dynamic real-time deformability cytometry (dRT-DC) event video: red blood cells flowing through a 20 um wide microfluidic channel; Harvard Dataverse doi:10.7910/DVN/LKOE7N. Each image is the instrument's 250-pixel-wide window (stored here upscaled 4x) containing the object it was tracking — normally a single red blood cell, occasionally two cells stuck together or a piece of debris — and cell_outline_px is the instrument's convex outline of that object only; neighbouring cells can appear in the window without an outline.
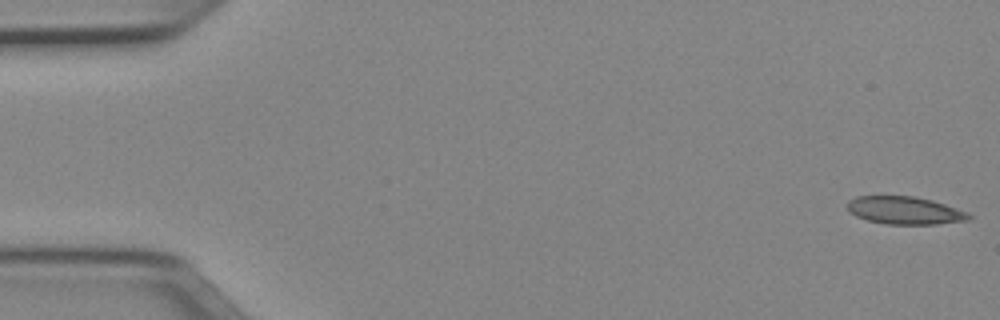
{"species": "Egyptian fruit bat (a non-hibernating species)", "species_latin": "Rousettus aegyptiacus", "temperature_condition": "cold", "stored_images_in_passage": 52, "segment_of_instrument_passage": [1, 2], "camera_frame_rate_fps": 3000, "um_per_image_px": 0.085, "animal": {"sex": "female"}, "frame": {"image": 1, "passage_image": 1, "time_ms": 0.0, "image_size_px": [1000, 320], "cell_outline_px": [[972, 216], [968, 220], [936, 224], [888, 224], [868, 220], [856, 216], [848, 212], [848, 200], [856, 196], [916, 196], [932, 200], [956, 208]], "centroid_in_image_um": [76.86, 17.88], "position_along_channel_um": 8.1, "area_um2": 19.48}}
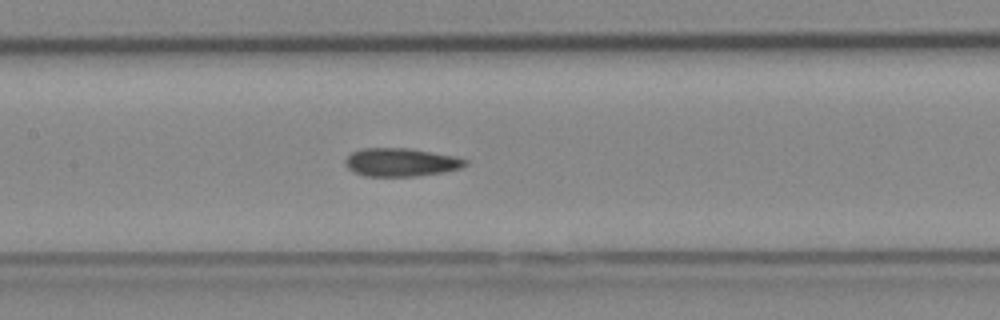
{"frame": {"image": 2, "passage_image": 24, "time_ms": 7.667, "image_size_px": [1000, 320], "cell_outline_px": [[468, 164], [460, 168], [444, 172], [416, 176], [364, 176], [348, 168], [344, 164], [344, 160], [352, 152], [364, 148], [408, 148], [456, 156], [468, 160]], "centroid_in_image_um": [34.1, 13.79], "position_along_channel_um": 173.3, "area_um2": 19.77}}
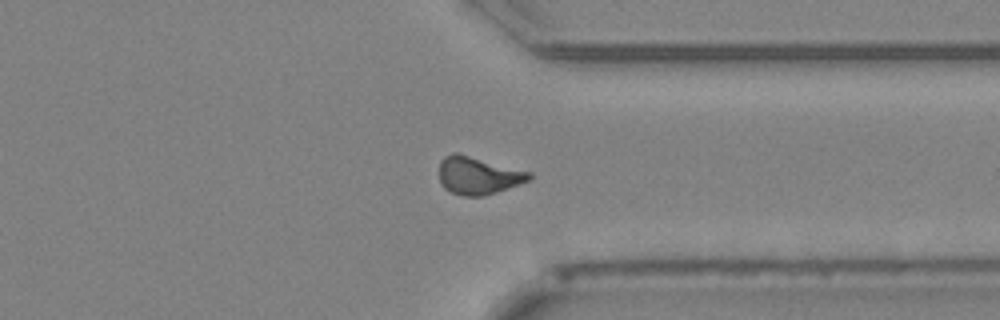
{"frame": {"image": 3, "passage_image": 39, "time_ms": 12.667, "image_size_px": [1000, 320], "cell_outline_px": [[532, 176], [528, 180], [520, 184], [496, 192], [480, 196], [464, 196], [452, 192], [444, 188], [440, 180], [440, 160], [444, 156], [452, 152], [456, 152], [532, 172]], "centroid_in_image_um": [40.64, 14.9], "position_along_channel_um": 370.8, "area_um2": 19.65}}